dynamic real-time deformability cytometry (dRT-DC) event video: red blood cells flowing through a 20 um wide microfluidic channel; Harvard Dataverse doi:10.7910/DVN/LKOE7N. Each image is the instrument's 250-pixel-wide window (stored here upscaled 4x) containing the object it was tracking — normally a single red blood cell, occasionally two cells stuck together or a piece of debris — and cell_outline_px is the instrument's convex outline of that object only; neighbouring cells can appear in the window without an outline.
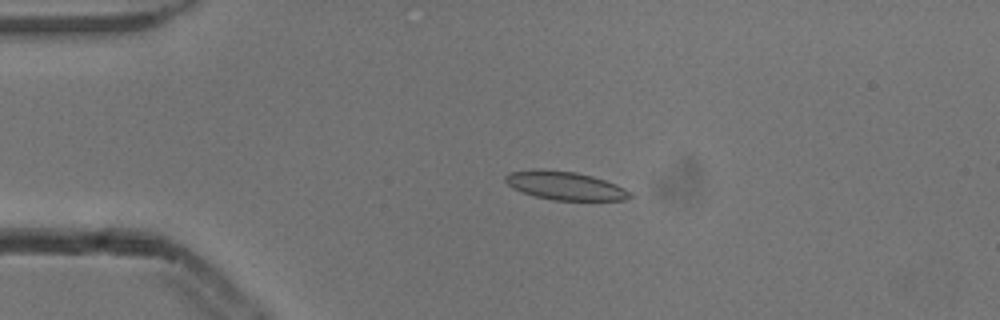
{"species": "common noctule bat (a hibernating species)", "species_latin": "Nyctalus noctula", "temperature_condition": "cold", "stored_images_in_passage": 4, "camera_frame_rate_fps": 3000, "um_per_image_px": 0.085, "animal": {"sex": "male", "body_mass_g": 13.3}, "frame": {"image": 1, "passage_image": 3, "time_ms": 0.667, "image_size_px": [1000, 320], "cell_outline_px": [[632, 196], [624, 200], [552, 200], [536, 196], [512, 188], [504, 180], [504, 176], [508, 172], [532, 168], [540, 168], [576, 172], [592, 176], [616, 184], [632, 192]], "centroid_in_image_um": [47.99, 15.76], "position_along_channel_um": 37.0, "area_um2": 20.81}}